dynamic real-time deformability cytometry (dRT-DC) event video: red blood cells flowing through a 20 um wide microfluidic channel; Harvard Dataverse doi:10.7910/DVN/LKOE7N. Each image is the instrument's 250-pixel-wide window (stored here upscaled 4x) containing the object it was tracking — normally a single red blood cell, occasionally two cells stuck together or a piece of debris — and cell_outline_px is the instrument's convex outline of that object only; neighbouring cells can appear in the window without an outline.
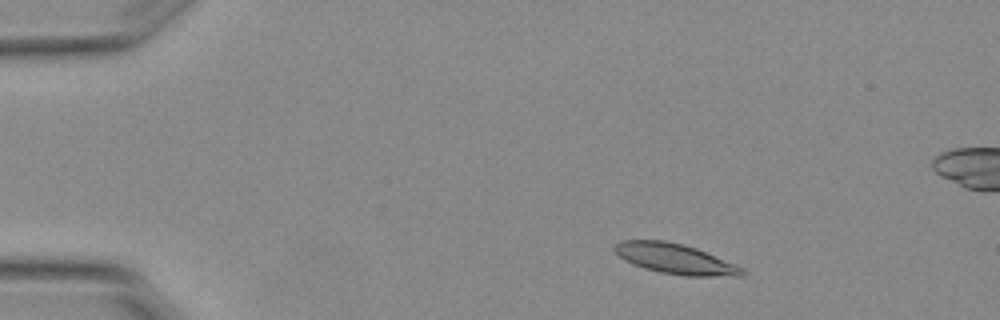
{"species": "Egyptian fruit bat (a non-hibernating species)", "species_latin": "Rousettus aegyptiacus", "temperature_condition": "warm", "stored_images_in_passage": 5, "segment_of_instrument_passage": [1, 2], "camera_frame_rate_fps": 3000, "um_per_image_px": 0.085, "animal": {"sex": "female"}, "frame": {"image": 1, "passage_image": 2, "time_ms": 0.333, "image_size_px": [1000, 320], "cell_outline_px": [[748, 272], [744, 276], [684, 276], [660, 272], [644, 268], [632, 264], [624, 260], [612, 248], [620, 240], [664, 240], [684, 244], [696, 248], [736, 264], [744, 268]], "centroid_in_image_um": [57.42, 22.0], "position_along_channel_um": 27.6, "area_um2": 22.66}}